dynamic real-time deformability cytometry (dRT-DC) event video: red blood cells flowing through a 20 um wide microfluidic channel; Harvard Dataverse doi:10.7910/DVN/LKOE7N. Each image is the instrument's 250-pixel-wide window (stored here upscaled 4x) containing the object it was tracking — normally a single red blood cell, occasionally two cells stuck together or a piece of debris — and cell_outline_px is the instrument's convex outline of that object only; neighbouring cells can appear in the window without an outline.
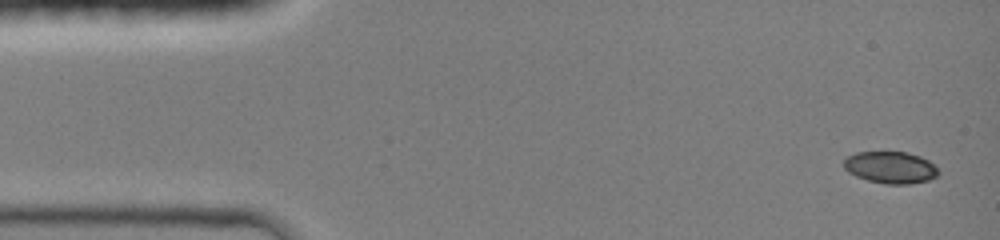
{"species": "common noctule bat (a hibernating species)", "species_latin": "Nyctalus noctula", "temperature_condition": "room temperature", "stored_images_in_passage": 9, "camera_frame_rate_fps": 3000, "um_per_image_px": 0.085, "animal": {"sex": "female", "body_mass_g": 19.0, "forearm_length_mm": 51.5}, "frame": {"image": 1, "passage_image": 1, "time_ms": 0.0, "image_size_px": [1000, 240], "cell_outline_px": [[940, 172], [936, 176], [928, 180], [908, 184], [884, 184], [868, 180], [856, 176], [848, 172], [844, 168], [844, 160], [848, 156], [856, 152], [904, 152], [920, 156], [928, 160]], "centroid_in_image_um": [75.68, 14.23], "position_along_channel_um": 9.3, "area_um2": 17.46}}
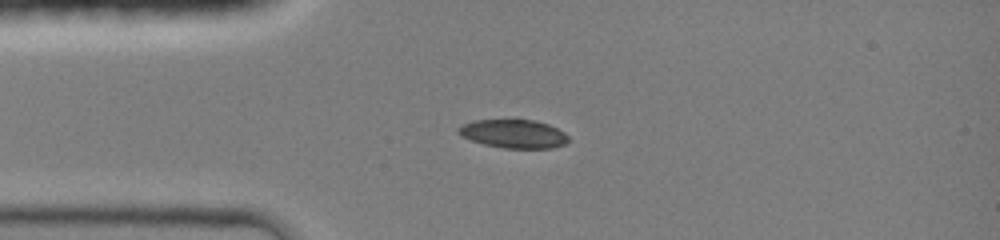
{"frame": {"image": 2, "passage_image": 6, "time_ms": 3.0, "image_size_px": [1000, 240], "cell_outline_px": [[568, 140], [564, 144], [552, 148], [504, 148], [484, 144], [460, 136], [456, 132], [456, 128], [472, 120], [536, 120], [548, 124], [564, 132], [568, 136]], "centroid_in_image_um": [43.63, 11.37], "position_along_channel_um": 41.4, "area_um2": 18.26}}
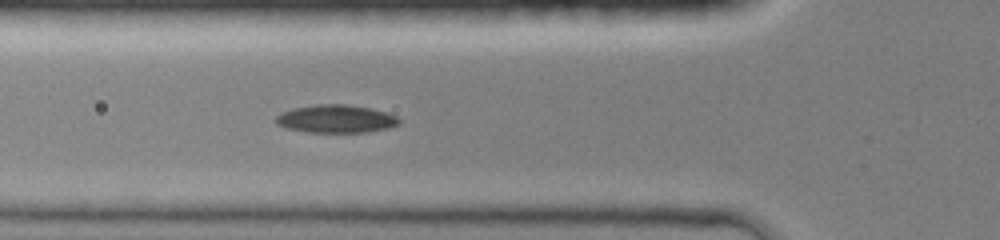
{"frame": {"image": 3, "passage_image": 9, "time_ms": 4.667, "image_size_px": [1000, 240], "cell_outline_px": [[400, 124], [388, 128], [368, 132], [308, 132], [288, 128], [276, 124], [272, 120], [276, 116], [292, 108], [316, 104], [344, 104], [368, 108], [388, 112], [396, 116], [400, 120]], "centroid_in_image_um": [28.55, 10.1], "position_along_channel_um": 97.2, "area_um2": 20.11}}